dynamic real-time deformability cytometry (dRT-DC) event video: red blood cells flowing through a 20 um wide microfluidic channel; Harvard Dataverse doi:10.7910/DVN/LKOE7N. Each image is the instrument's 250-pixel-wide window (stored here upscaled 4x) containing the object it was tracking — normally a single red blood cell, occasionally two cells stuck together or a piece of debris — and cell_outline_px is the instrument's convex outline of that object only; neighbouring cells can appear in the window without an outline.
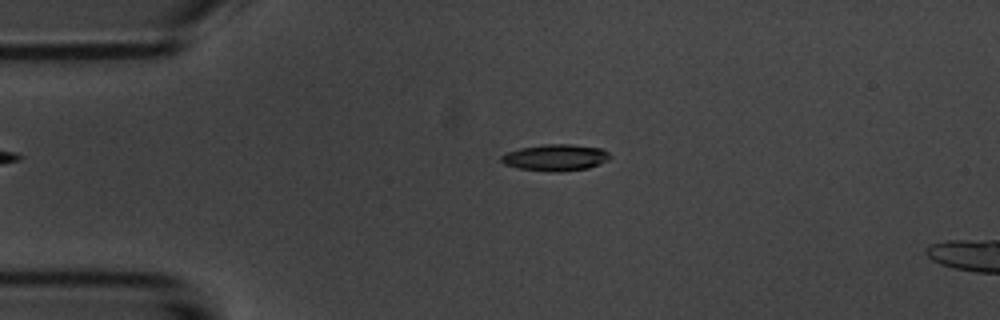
{"species": "common noctule bat (a hibernating species)", "species_latin": "Nyctalus noctula", "temperature_condition": "room temperature", "stored_images_in_passage": 3, "camera_frame_rate_fps": 3000, "um_per_image_px": 0.085, "animal": {"sex": "male", "body_mass_g": 20.1, "forearm_length_mm": 53.5}, "frame": {"image": 1, "passage_image": 1, "time_ms": 0.0, "image_size_px": [1000, 320], "cell_outline_px": [[612, 156], [608, 160], [600, 164], [588, 168], [560, 172], [552, 172], [516, 168], [504, 164], [500, 160], [500, 156], [508, 152], [520, 148], [544, 144], [572, 144], [600, 148], [608, 152]], "centroid_in_image_um": [47.22, 13.4], "position_along_channel_um": 37.8, "area_um2": 16.94}}